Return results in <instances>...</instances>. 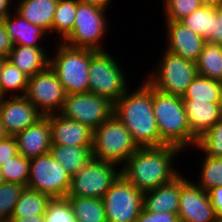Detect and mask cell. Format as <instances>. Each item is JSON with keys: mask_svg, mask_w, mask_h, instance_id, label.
<instances>
[{"mask_svg": "<svg viewBox=\"0 0 222 222\" xmlns=\"http://www.w3.org/2000/svg\"><path fill=\"white\" fill-rule=\"evenodd\" d=\"M127 90L115 103L113 114L125 125L139 148L166 145L158 133L153 109V86L146 80L136 91Z\"/></svg>", "mask_w": 222, "mask_h": 222, "instance_id": "obj_1", "label": "cell"}, {"mask_svg": "<svg viewBox=\"0 0 222 222\" xmlns=\"http://www.w3.org/2000/svg\"><path fill=\"white\" fill-rule=\"evenodd\" d=\"M177 152L182 149L174 145L138 148L127 159L121 174L142 193L153 190L179 175L172 166Z\"/></svg>", "mask_w": 222, "mask_h": 222, "instance_id": "obj_2", "label": "cell"}, {"mask_svg": "<svg viewBox=\"0 0 222 222\" xmlns=\"http://www.w3.org/2000/svg\"><path fill=\"white\" fill-rule=\"evenodd\" d=\"M153 109L160 139L166 145L183 150L188 145H196L197 138L188 125L181 96L167 94L153 87Z\"/></svg>", "mask_w": 222, "mask_h": 222, "instance_id": "obj_3", "label": "cell"}, {"mask_svg": "<svg viewBox=\"0 0 222 222\" xmlns=\"http://www.w3.org/2000/svg\"><path fill=\"white\" fill-rule=\"evenodd\" d=\"M138 148L129 130L115 114L93 131L92 158L96 160L122 165Z\"/></svg>", "mask_w": 222, "mask_h": 222, "instance_id": "obj_4", "label": "cell"}, {"mask_svg": "<svg viewBox=\"0 0 222 222\" xmlns=\"http://www.w3.org/2000/svg\"><path fill=\"white\" fill-rule=\"evenodd\" d=\"M50 58V67L55 71L66 94L89 92V66L92 50L72 47L61 41Z\"/></svg>", "mask_w": 222, "mask_h": 222, "instance_id": "obj_5", "label": "cell"}, {"mask_svg": "<svg viewBox=\"0 0 222 222\" xmlns=\"http://www.w3.org/2000/svg\"><path fill=\"white\" fill-rule=\"evenodd\" d=\"M122 68L105 51L92 50L89 66V92L115 103L127 90Z\"/></svg>", "mask_w": 222, "mask_h": 222, "instance_id": "obj_6", "label": "cell"}, {"mask_svg": "<svg viewBox=\"0 0 222 222\" xmlns=\"http://www.w3.org/2000/svg\"><path fill=\"white\" fill-rule=\"evenodd\" d=\"M105 10L102 7L77 0L75 23L72 32L63 42L72 47L104 51L100 40L107 31Z\"/></svg>", "mask_w": 222, "mask_h": 222, "instance_id": "obj_7", "label": "cell"}, {"mask_svg": "<svg viewBox=\"0 0 222 222\" xmlns=\"http://www.w3.org/2000/svg\"><path fill=\"white\" fill-rule=\"evenodd\" d=\"M158 71L145 79L155 89L172 95L183 96L193 78L198 74L197 62L164 51ZM155 74V75H154Z\"/></svg>", "mask_w": 222, "mask_h": 222, "instance_id": "obj_8", "label": "cell"}, {"mask_svg": "<svg viewBox=\"0 0 222 222\" xmlns=\"http://www.w3.org/2000/svg\"><path fill=\"white\" fill-rule=\"evenodd\" d=\"M117 165L92 158L75 175L71 176V184L67 196L100 198L121 175ZM118 171V172H117Z\"/></svg>", "mask_w": 222, "mask_h": 222, "instance_id": "obj_9", "label": "cell"}, {"mask_svg": "<svg viewBox=\"0 0 222 222\" xmlns=\"http://www.w3.org/2000/svg\"><path fill=\"white\" fill-rule=\"evenodd\" d=\"M70 184L71 175L50 153L30 159L27 188L56 198L66 197Z\"/></svg>", "mask_w": 222, "mask_h": 222, "instance_id": "obj_10", "label": "cell"}, {"mask_svg": "<svg viewBox=\"0 0 222 222\" xmlns=\"http://www.w3.org/2000/svg\"><path fill=\"white\" fill-rule=\"evenodd\" d=\"M143 196L121 174L102 197L107 222H135L143 209Z\"/></svg>", "mask_w": 222, "mask_h": 222, "instance_id": "obj_11", "label": "cell"}, {"mask_svg": "<svg viewBox=\"0 0 222 222\" xmlns=\"http://www.w3.org/2000/svg\"><path fill=\"white\" fill-rule=\"evenodd\" d=\"M113 111L114 103L108 98L87 92L66 94L59 114L94 131L113 114Z\"/></svg>", "mask_w": 222, "mask_h": 222, "instance_id": "obj_12", "label": "cell"}, {"mask_svg": "<svg viewBox=\"0 0 222 222\" xmlns=\"http://www.w3.org/2000/svg\"><path fill=\"white\" fill-rule=\"evenodd\" d=\"M25 97L43 116H46L57 113L58 110L61 111L66 92L55 71L49 65L46 69L29 77Z\"/></svg>", "mask_w": 222, "mask_h": 222, "instance_id": "obj_13", "label": "cell"}, {"mask_svg": "<svg viewBox=\"0 0 222 222\" xmlns=\"http://www.w3.org/2000/svg\"><path fill=\"white\" fill-rule=\"evenodd\" d=\"M178 216L180 222H216L208 192L181 175Z\"/></svg>", "mask_w": 222, "mask_h": 222, "instance_id": "obj_14", "label": "cell"}, {"mask_svg": "<svg viewBox=\"0 0 222 222\" xmlns=\"http://www.w3.org/2000/svg\"><path fill=\"white\" fill-rule=\"evenodd\" d=\"M11 97H0V121L6 134L15 136L35 124L43 115L25 96L12 94Z\"/></svg>", "mask_w": 222, "mask_h": 222, "instance_id": "obj_15", "label": "cell"}, {"mask_svg": "<svg viewBox=\"0 0 222 222\" xmlns=\"http://www.w3.org/2000/svg\"><path fill=\"white\" fill-rule=\"evenodd\" d=\"M165 23L168 28L166 51L189 61L197 62L206 43L205 39L180 21H165Z\"/></svg>", "mask_w": 222, "mask_h": 222, "instance_id": "obj_16", "label": "cell"}, {"mask_svg": "<svg viewBox=\"0 0 222 222\" xmlns=\"http://www.w3.org/2000/svg\"><path fill=\"white\" fill-rule=\"evenodd\" d=\"M49 125L52 144L93 146V130L78 121L54 113L49 114Z\"/></svg>", "mask_w": 222, "mask_h": 222, "instance_id": "obj_17", "label": "cell"}, {"mask_svg": "<svg viewBox=\"0 0 222 222\" xmlns=\"http://www.w3.org/2000/svg\"><path fill=\"white\" fill-rule=\"evenodd\" d=\"M14 137L19 154L25 158L31 159L49 153L52 145L49 115L43 116Z\"/></svg>", "mask_w": 222, "mask_h": 222, "instance_id": "obj_18", "label": "cell"}, {"mask_svg": "<svg viewBox=\"0 0 222 222\" xmlns=\"http://www.w3.org/2000/svg\"><path fill=\"white\" fill-rule=\"evenodd\" d=\"M180 192L181 175L179 174L170 182L145 192L143 209L150 212L178 214Z\"/></svg>", "mask_w": 222, "mask_h": 222, "instance_id": "obj_19", "label": "cell"}, {"mask_svg": "<svg viewBox=\"0 0 222 222\" xmlns=\"http://www.w3.org/2000/svg\"><path fill=\"white\" fill-rule=\"evenodd\" d=\"M188 125L198 139L220 118L219 102L183 100Z\"/></svg>", "mask_w": 222, "mask_h": 222, "instance_id": "obj_20", "label": "cell"}, {"mask_svg": "<svg viewBox=\"0 0 222 222\" xmlns=\"http://www.w3.org/2000/svg\"><path fill=\"white\" fill-rule=\"evenodd\" d=\"M14 15L10 14L2 20L14 46L41 47L37 40L42 39L46 34L49 36L48 32L38 25L29 23L16 11Z\"/></svg>", "mask_w": 222, "mask_h": 222, "instance_id": "obj_21", "label": "cell"}, {"mask_svg": "<svg viewBox=\"0 0 222 222\" xmlns=\"http://www.w3.org/2000/svg\"><path fill=\"white\" fill-rule=\"evenodd\" d=\"M58 0H19L16 12L29 23L38 25L51 34Z\"/></svg>", "mask_w": 222, "mask_h": 222, "instance_id": "obj_22", "label": "cell"}, {"mask_svg": "<svg viewBox=\"0 0 222 222\" xmlns=\"http://www.w3.org/2000/svg\"><path fill=\"white\" fill-rule=\"evenodd\" d=\"M46 53L42 47L17 45L13 47L7 59L31 77L49 66L50 59L46 57Z\"/></svg>", "mask_w": 222, "mask_h": 222, "instance_id": "obj_23", "label": "cell"}, {"mask_svg": "<svg viewBox=\"0 0 222 222\" xmlns=\"http://www.w3.org/2000/svg\"><path fill=\"white\" fill-rule=\"evenodd\" d=\"M49 153L73 176L92 159V146L52 144Z\"/></svg>", "mask_w": 222, "mask_h": 222, "instance_id": "obj_24", "label": "cell"}, {"mask_svg": "<svg viewBox=\"0 0 222 222\" xmlns=\"http://www.w3.org/2000/svg\"><path fill=\"white\" fill-rule=\"evenodd\" d=\"M77 222H107L103 200L100 198L66 196Z\"/></svg>", "mask_w": 222, "mask_h": 222, "instance_id": "obj_25", "label": "cell"}, {"mask_svg": "<svg viewBox=\"0 0 222 222\" xmlns=\"http://www.w3.org/2000/svg\"><path fill=\"white\" fill-rule=\"evenodd\" d=\"M50 199L48 194L25 187L17 200L11 218L44 215Z\"/></svg>", "mask_w": 222, "mask_h": 222, "instance_id": "obj_26", "label": "cell"}, {"mask_svg": "<svg viewBox=\"0 0 222 222\" xmlns=\"http://www.w3.org/2000/svg\"><path fill=\"white\" fill-rule=\"evenodd\" d=\"M221 90L222 82L197 74L183 94L182 100L220 102Z\"/></svg>", "mask_w": 222, "mask_h": 222, "instance_id": "obj_27", "label": "cell"}, {"mask_svg": "<svg viewBox=\"0 0 222 222\" xmlns=\"http://www.w3.org/2000/svg\"><path fill=\"white\" fill-rule=\"evenodd\" d=\"M199 75L222 82V45L205 43L197 61Z\"/></svg>", "mask_w": 222, "mask_h": 222, "instance_id": "obj_28", "label": "cell"}, {"mask_svg": "<svg viewBox=\"0 0 222 222\" xmlns=\"http://www.w3.org/2000/svg\"><path fill=\"white\" fill-rule=\"evenodd\" d=\"M29 76L20 71L10 60L6 59L0 75V97H5L10 90L22 92L25 96L28 89Z\"/></svg>", "mask_w": 222, "mask_h": 222, "instance_id": "obj_29", "label": "cell"}, {"mask_svg": "<svg viewBox=\"0 0 222 222\" xmlns=\"http://www.w3.org/2000/svg\"><path fill=\"white\" fill-rule=\"evenodd\" d=\"M76 11L77 0H58L52 22V33L56 31L64 40L72 32Z\"/></svg>", "mask_w": 222, "mask_h": 222, "instance_id": "obj_30", "label": "cell"}, {"mask_svg": "<svg viewBox=\"0 0 222 222\" xmlns=\"http://www.w3.org/2000/svg\"><path fill=\"white\" fill-rule=\"evenodd\" d=\"M216 15L217 7L201 6L180 22L206 39L213 31V18H216Z\"/></svg>", "mask_w": 222, "mask_h": 222, "instance_id": "obj_31", "label": "cell"}, {"mask_svg": "<svg viewBox=\"0 0 222 222\" xmlns=\"http://www.w3.org/2000/svg\"><path fill=\"white\" fill-rule=\"evenodd\" d=\"M29 167L30 159L19 153L0 166L6 182L18 183L25 187L29 180Z\"/></svg>", "mask_w": 222, "mask_h": 222, "instance_id": "obj_32", "label": "cell"}, {"mask_svg": "<svg viewBox=\"0 0 222 222\" xmlns=\"http://www.w3.org/2000/svg\"><path fill=\"white\" fill-rule=\"evenodd\" d=\"M194 147L205 152V156L222 157V117L197 139Z\"/></svg>", "mask_w": 222, "mask_h": 222, "instance_id": "obj_33", "label": "cell"}, {"mask_svg": "<svg viewBox=\"0 0 222 222\" xmlns=\"http://www.w3.org/2000/svg\"><path fill=\"white\" fill-rule=\"evenodd\" d=\"M204 158L198 185L205 191L222 186V157Z\"/></svg>", "mask_w": 222, "mask_h": 222, "instance_id": "obj_34", "label": "cell"}, {"mask_svg": "<svg viewBox=\"0 0 222 222\" xmlns=\"http://www.w3.org/2000/svg\"><path fill=\"white\" fill-rule=\"evenodd\" d=\"M25 186L5 182L0 186V222H8Z\"/></svg>", "mask_w": 222, "mask_h": 222, "instance_id": "obj_35", "label": "cell"}, {"mask_svg": "<svg viewBox=\"0 0 222 222\" xmlns=\"http://www.w3.org/2000/svg\"><path fill=\"white\" fill-rule=\"evenodd\" d=\"M44 222H77L66 197L51 198L47 203Z\"/></svg>", "mask_w": 222, "mask_h": 222, "instance_id": "obj_36", "label": "cell"}, {"mask_svg": "<svg viewBox=\"0 0 222 222\" xmlns=\"http://www.w3.org/2000/svg\"><path fill=\"white\" fill-rule=\"evenodd\" d=\"M164 4L166 21H180L202 6L199 0H164Z\"/></svg>", "mask_w": 222, "mask_h": 222, "instance_id": "obj_37", "label": "cell"}, {"mask_svg": "<svg viewBox=\"0 0 222 222\" xmlns=\"http://www.w3.org/2000/svg\"><path fill=\"white\" fill-rule=\"evenodd\" d=\"M135 222H180L178 214L150 212L142 209Z\"/></svg>", "mask_w": 222, "mask_h": 222, "instance_id": "obj_38", "label": "cell"}, {"mask_svg": "<svg viewBox=\"0 0 222 222\" xmlns=\"http://www.w3.org/2000/svg\"><path fill=\"white\" fill-rule=\"evenodd\" d=\"M16 139L14 136H7L0 141V166L6 163L8 159L18 154Z\"/></svg>", "mask_w": 222, "mask_h": 222, "instance_id": "obj_39", "label": "cell"}, {"mask_svg": "<svg viewBox=\"0 0 222 222\" xmlns=\"http://www.w3.org/2000/svg\"><path fill=\"white\" fill-rule=\"evenodd\" d=\"M205 41L207 43L222 45V5L217 7L216 18H213V31Z\"/></svg>", "mask_w": 222, "mask_h": 222, "instance_id": "obj_40", "label": "cell"}, {"mask_svg": "<svg viewBox=\"0 0 222 222\" xmlns=\"http://www.w3.org/2000/svg\"><path fill=\"white\" fill-rule=\"evenodd\" d=\"M13 47V41L6 31L3 21L0 20V57L7 59Z\"/></svg>", "mask_w": 222, "mask_h": 222, "instance_id": "obj_41", "label": "cell"}, {"mask_svg": "<svg viewBox=\"0 0 222 222\" xmlns=\"http://www.w3.org/2000/svg\"><path fill=\"white\" fill-rule=\"evenodd\" d=\"M218 220H222V186L207 191Z\"/></svg>", "mask_w": 222, "mask_h": 222, "instance_id": "obj_42", "label": "cell"}, {"mask_svg": "<svg viewBox=\"0 0 222 222\" xmlns=\"http://www.w3.org/2000/svg\"><path fill=\"white\" fill-rule=\"evenodd\" d=\"M11 0H0V20H3L8 15L12 14L10 10Z\"/></svg>", "mask_w": 222, "mask_h": 222, "instance_id": "obj_43", "label": "cell"}, {"mask_svg": "<svg viewBox=\"0 0 222 222\" xmlns=\"http://www.w3.org/2000/svg\"><path fill=\"white\" fill-rule=\"evenodd\" d=\"M8 222H44V215L22 218H10Z\"/></svg>", "mask_w": 222, "mask_h": 222, "instance_id": "obj_44", "label": "cell"}, {"mask_svg": "<svg viewBox=\"0 0 222 222\" xmlns=\"http://www.w3.org/2000/svg\"><path fill=\"white\" fill-rule=\"evenodd\" d=\"M78 1L93 4V5L102 7L104 9H107L111 0H78Z\"/></svg>", "mask_w": 222, "mask_h": 222, "instance_id": "obj_45", "label": "cell"}, {"mask_svg": "<svg viewBox=\"0 0 222 222\" xmlns=\"http://www.w3.org/2000/svg\"><path fill=\"white\" fill-rule=\"evenodd\" d=\"M202 6L218 7L222 5V0H199Z\"/></svg>", "mask_w": 222, "mask_h": 222, "instance_id": "obj_46", "label": "cell"}, {"mask_svg": "<svg viewBox=\"0 0 222 222\" xmlns=\"http://www.w3.org/2000/svg\"><path fill=\"white\" fill-rule=\"evenodd\" d=\"M8 135L6 134L4 127L0 121V141L5 139Z\"/></svg>", "mask_w": 222, "mask_h": 222, "instance_id": "obj_47", "label": "cell"}, {"mask_svg": "<svg viewBox=\"0 0 222 222\" xmlns=\"http://www.w3.org/2000/svg\"><path fill=\"white\" fill-rule=\"evenodd\" d=\"M5 178H4V175L2 173V170L0 168V186L3 185L5 183Z\"/></svg>", "mask_w": 222, "mask_h": 222, "instance_id": "obj_48", "label": "cell"}, {"mask_svg": "<svg viewBox=\"0 0 222 222\" xmlns=\"http://www.w3.org/2000/svg\"><path fill=\"white\" fill-rule=\"evenodd\" d=\"M5 60H6L5 58L0 57V75H1L3 64H4Z\"/></svg>", "mask_w": 222, "mask_h": 222, "instance_id": "obj_49", "label": "cell"}, {"mask_svg": "<svg viewBox=\"0 0 222 222\" xmlns=\"http://www.w3.org/2000/svg\"><path fill=\"white\" fill-rule=\"evenodd\" d=\"M219 107H220V114H221V117H222V90H221V93H220Z\"/></svg>", "mask_w": 222, "mask_h": 222, "instance_id": "obj_50", "label": "cell"}]
</instances>
